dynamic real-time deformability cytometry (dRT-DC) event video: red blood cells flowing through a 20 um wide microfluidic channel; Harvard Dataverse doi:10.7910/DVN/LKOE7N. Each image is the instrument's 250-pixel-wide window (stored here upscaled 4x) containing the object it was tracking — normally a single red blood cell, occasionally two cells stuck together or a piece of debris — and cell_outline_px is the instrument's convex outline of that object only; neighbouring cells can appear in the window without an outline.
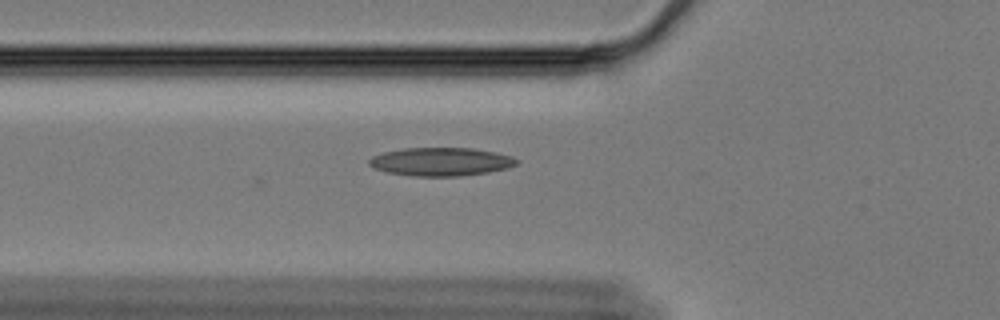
{"species": "Egyptian fruit bat (a non-hibernating species)", "species_latin": "Rousettus aegyptiacus", "temperature_condition": "cold", "stored_images_in_passage": 36, "camera_frame_rate_fps": 3000, "um_per_image_px": 0.085, "animal": {"sex": "female"}, "frame": {"image": 1, "passage_image": 4, "time_ms": 1.0, "image_size_px": [1000, 320], "cell_outline_px": [[520, 160], [516, 164], [508, 168], [488, 172], [460, 176], [412, 176], [388, 172], [376, 168], [368, 164], [368, 160], [372, 156], [384, 152], [404, 148], [472, 148], [496, 152], [512, 156]], "centroid_in_image_um": [37.5, 13.74], "position_along_channel_um": 88.3, "area_um2": 24.33}}
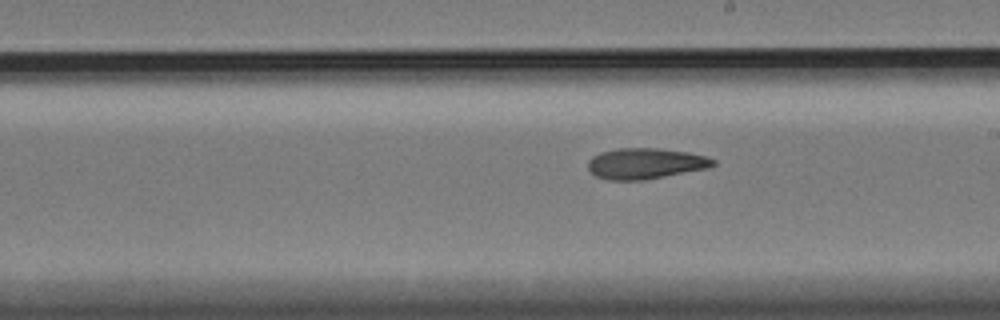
{"frame": {"image": 2, "passage_image": 17, "time_ms": 5.333, "image_size_px": [1000, 320], "cell_outline_px": [[716, 164], [708, 168], [644, 180], [608, 180], [596, 176], [588, 168], [588, 160], [592, 156], [600, 152], [616, 148], [660, 148], [688, 152], [708, 156], [716, 160]], "centroid_in_image_um": [54.87, 13.89], "position_along_channel_um": 234.1, "area_um2": 22.66}}
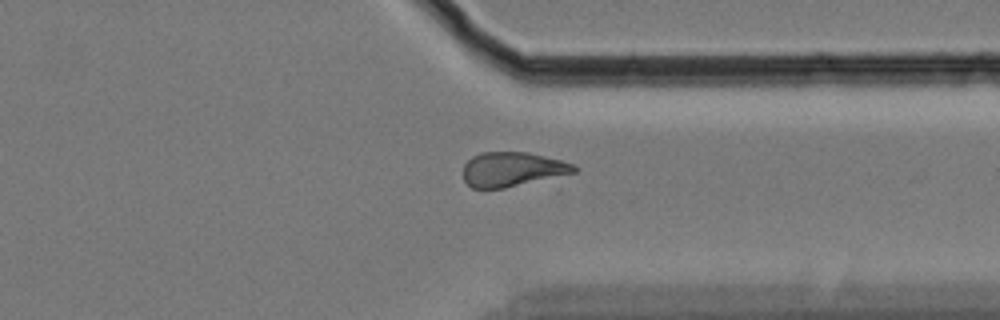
{"frame": {"image": 3, "passage_image": 29, "time_ms": 9.333, "image_size_px": [1000, 320], "cell_outline_px": [[576, 172], [504, 188], [472, 188], [464, 180], [464, 164], [472, 156], [480, 152], [528, 152], [560, 160], [572, 164], [576, 168]], "centroid_in_image_um": [43.5, 14.38], "position_along_channel_um": 367.9, "area_um2": 21.96}, "authors_computed_cell_mechanics": {"area_um2": 22.2819, "velocity_mm_per_s": 3.3433, "shape_relaxation_time_tau1_ms": null, "shape_relaxation_time_tau2_ms": 6.052, "deformation_change_tau1": null, "deformation_change_tau2": 0.1288}}